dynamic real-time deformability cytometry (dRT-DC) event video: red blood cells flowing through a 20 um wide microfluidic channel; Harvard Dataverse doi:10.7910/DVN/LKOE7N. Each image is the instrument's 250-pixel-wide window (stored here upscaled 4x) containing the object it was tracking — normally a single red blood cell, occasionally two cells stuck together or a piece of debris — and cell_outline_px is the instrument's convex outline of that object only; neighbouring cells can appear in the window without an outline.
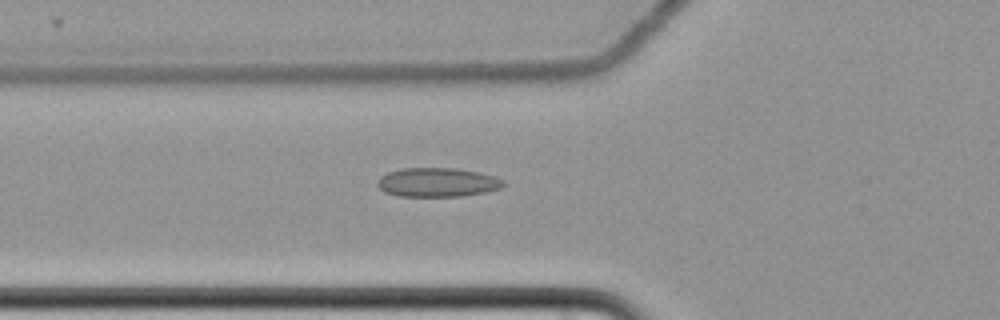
{"species": "common noctule bat (a hibernating species)", "species_latin": "Nyctalus noctula", "temperature_condition": "cold", "stored_images_in_passage": 61, "camera_frame_rate_fps": 3000, "um_per_image_px": 0.085, "animal": {"sex": "female", "body_mass_g": 22.7, "forearm_length_mm": 54.2}, "frame": {"image": 1, "passage_image": 24, "time_ms": 7.667, "image_size_px": [1000, 320], "cell_outline_px": [[504, 184], [500, 188], [484, 192], [460, 196], [396, 196], [384, 192], [376, 184], [376, 180], [380, 176], [388, 172], [400, 168], [456, 168], [480, 172], [496, 176], [504, 180]], "centroid_in_image_um": [37.15, 15.49], "position_along_channel_um": 88.7, "area_um2": 21.5}}
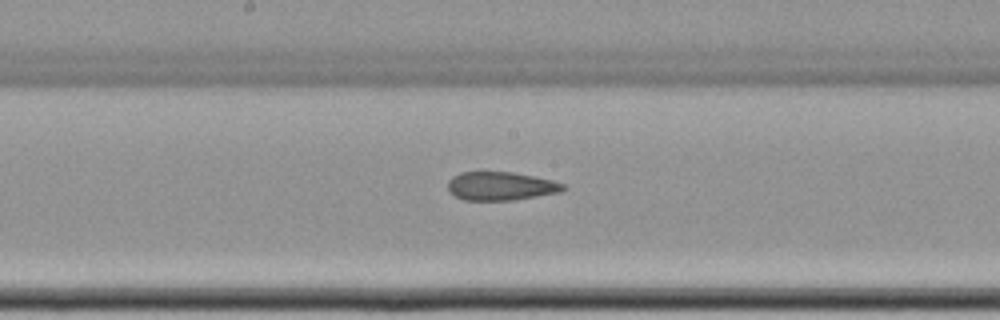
{"frame": {"image": 2, "passage_image": 34, "time_ms": 11.0, "image_size_px": [1000, 320], "cell_outline_px": [[568, 188], [560, 192], [512, 200], [464, 200], [448, 192], [448, 180], [452, 176], [460, 172], [512, 172], [552, 180], [564, 184]], "centroid_in_image_um": [42.54, 15.81], "position_along_channel_um": 205.7, "area_um2": 19.13}}
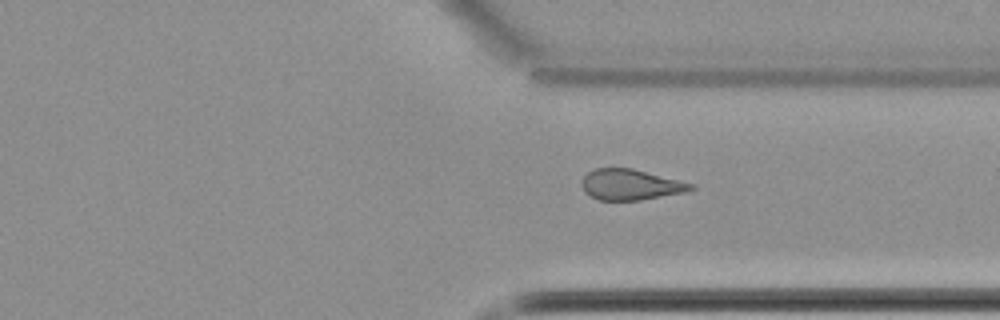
{"frame": {"image": 3, "passage_image": 47, "time_ms": 15.333, "image_size_px": [1000, 320], "cell_outline_px": [[696, 188], [688, 192], [640, 200], [600, 200], [588, 196], [584, 192], [580, 184], [584, 176], [588, 172], [596, 168], [632, 168], [692, 184]], "centroid_in_image_um": [53.56, 15.71], "position_along_channel_um": 357.8, "area_um2": 19.54}, "authors_computed_cell_mechanics": {"area_um2": 21.1548, "velocity_mm_per_s": 3.4973, "shape_relaxation_time_tau1_ms": null, "shape_relaxation_time_tau2_ms": 3.9954, "deformation_change_tau1": null, "deformation_change_tau2": 0.1209}}